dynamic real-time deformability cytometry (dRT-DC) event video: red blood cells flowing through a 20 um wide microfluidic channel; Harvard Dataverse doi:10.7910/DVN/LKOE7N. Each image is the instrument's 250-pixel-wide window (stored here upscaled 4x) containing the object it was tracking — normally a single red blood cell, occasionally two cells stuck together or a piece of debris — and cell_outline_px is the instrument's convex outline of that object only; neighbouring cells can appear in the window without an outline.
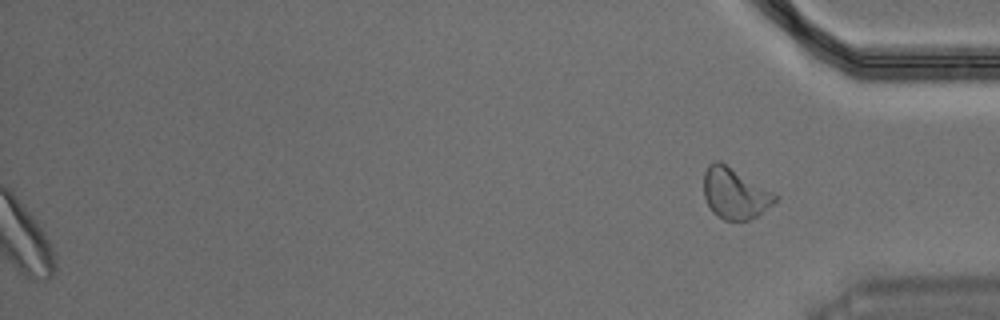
{"species": "Egyptian fruit bat (a non-hibernating species)", "species_latin": "Rousettus aegyptiacus", "temperature_condition": "warm", "stored_images_in_passage": 49, "segment_of_instrument_passage": [2, 2], "camera_frame_rate_fps": 3000, "um_per_image_px": 0.085, "animal": {"sex": "male"}, "frame": {"image": 1, "passage_image": 49, "time_ms": 16.0, "image_size_px": [1000, 320], "cell_outline_px": [[780, 196], [772, 204], [756, 216], [748, 220], [724, 220], [716, 216], [712, 212], [704, 196], [704, 172], [708, 164], [716, 160], [720, 160], [776, 192]], "centroid_in_image_um": [62.47, 16.41], "position_along_channel_um": 372.7, "area_um2": 21.5}}